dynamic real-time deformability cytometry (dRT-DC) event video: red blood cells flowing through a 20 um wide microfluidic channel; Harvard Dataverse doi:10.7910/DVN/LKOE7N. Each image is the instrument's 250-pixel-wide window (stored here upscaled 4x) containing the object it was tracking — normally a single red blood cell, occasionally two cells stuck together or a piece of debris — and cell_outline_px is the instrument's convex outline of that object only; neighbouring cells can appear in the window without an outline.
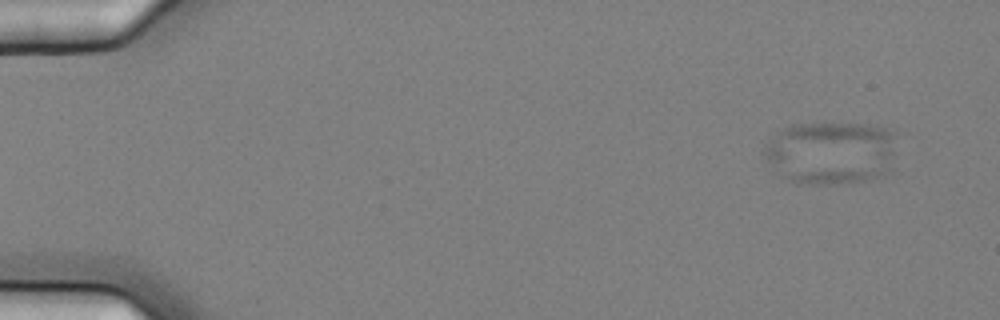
{"species": "common noctule bat (a hibernating species)", "species_latin": "Nyctalus noctula", "temperature_condition": "cold", "stored_images_in_passage": 5, "camera_frame_rate_fps": 3000, "um_per_image_px": 0.085, "animal": {"sex": "female", "body_mass_g": 25.1}, "frame": {"image": 1, "passage_image": 1, "time_ms": 0.0, "image_size_px": [1000, 320], "cell_outline_px": [[904, 132], [892, 172], [884, 176], [872, 180], [836, 184], [796, 184], [784, 176], [764, 156], [764, 148], [776, 132], [792, 124], [876, 124], [896, 128]], "centroid_in_image_um": [70.9, 12.96], "position_along_channel_um": 14.1, "area_um2": 50.86}}
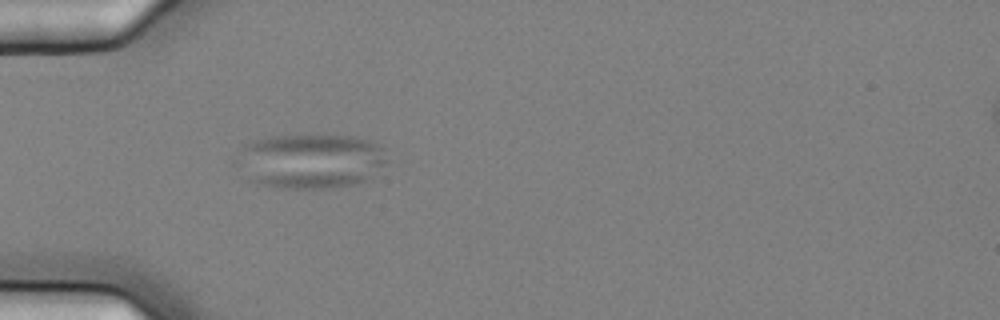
{"frame": {"image": 2, "passage_image": 5, "time_ms": 1.333, "image_size_px": [1000, 320], "cell_outline_px": [[388, 148], [384, 160], [360, 184], [332, 188], [276, 188], [256, 184], [244, 180], [232, 160], [240, 148], [244, 144], [252, 140], [272, 136], [300, 132], [356, 136], [372, 140]], "centroid_in_image_um": [26.25, 13.64], "position_along_channel_um": 58.7, "area_um2": 50.17}}